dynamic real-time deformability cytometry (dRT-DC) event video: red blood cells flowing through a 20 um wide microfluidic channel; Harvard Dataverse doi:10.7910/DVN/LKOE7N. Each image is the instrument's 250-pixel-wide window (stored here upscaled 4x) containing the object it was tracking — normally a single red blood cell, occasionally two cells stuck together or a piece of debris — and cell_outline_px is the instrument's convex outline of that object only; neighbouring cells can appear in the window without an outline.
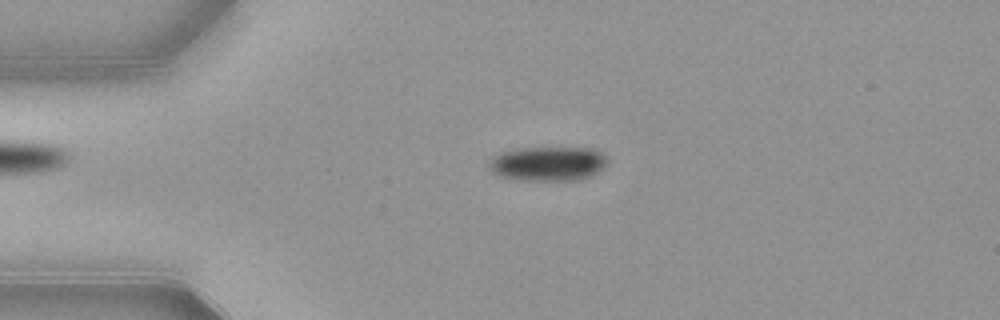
{"species": "common noctule bat (a hibernating species)", "species_latin": "Nyctalus noctula", "temperature_condition": "warm", "stored_images_in_passage": 53, "camera_frame_rate_fps": 3000, "um_per_image_px": 0.085, "animal": {"sex": "female", "body_mass_g": 21.9}, "frame": {"image": 1, "passage_image": 12, "time_ms": 3.667, "image_size_px": [1000, 320], "cell_outline_px": [[608, 160], [592, 176], [580, 180], [524, 180], [500, 176], [492, 172], [488, 168], [488, 160], [492, 156], [500, 152], [516, 148], [596, 148]], "centroid_in_image_um": [46.52, 13.9], "position_along_channel_um": 38.5, "area_um2": 23.81}}
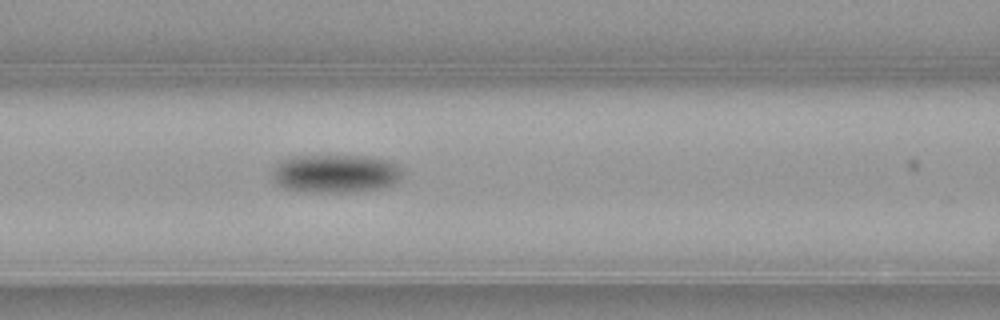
{"frame": {"image": 2, "passage_image": 22, "time_ms": 7.0, "image_size_px": [1000, 320], "cell_outline_px": [[404, 176], [400, 180], [392, 184], [380, 188], [348, 192], [304, 192], [284, 188], [276, 184], [272, 176], [272, 172], [276, 164], [292, 156], [376, 156], [388, 160], [404, 168]], "centroid_in_image_um": [28.56, 14.75], "position_along_channel_um": 138.0, "area_um2": 29.48}}
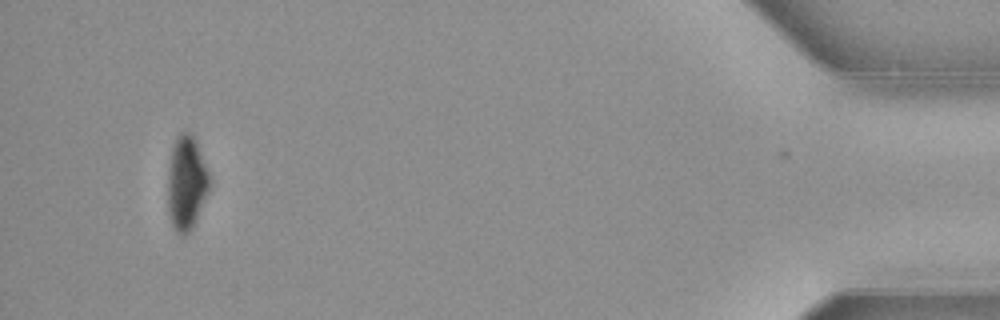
{"frame": {"image": 3, "passage_image": 50, "time_ms": 16.333, "image_size_px": [1000, 320], "cell_outline_px": [[212, 184], [196, 220], [192, 228], [184, 236], [180, 236], [176, 232], [172, 224], [168, 212], [168, 172], [172, 148], [176, 136], [180, 132], [188, 132], [196, 140], [212, 176]], "centroid_in_image_um": [15.88, 15.55], "position_along_channel_um": 419.3, "area_um2": 23.35}, "authors_computed_cell_mechanics": {"area_um2": 25.0852, "velocity_mm_per_s": 3.8951, "shape_relaxation_time_tau1_ms": 2.5629, "shape_relaxation_time_tau2_ms": null, "deformation_change_tau1": 0.1207, "deformation_change_tau2": null}}